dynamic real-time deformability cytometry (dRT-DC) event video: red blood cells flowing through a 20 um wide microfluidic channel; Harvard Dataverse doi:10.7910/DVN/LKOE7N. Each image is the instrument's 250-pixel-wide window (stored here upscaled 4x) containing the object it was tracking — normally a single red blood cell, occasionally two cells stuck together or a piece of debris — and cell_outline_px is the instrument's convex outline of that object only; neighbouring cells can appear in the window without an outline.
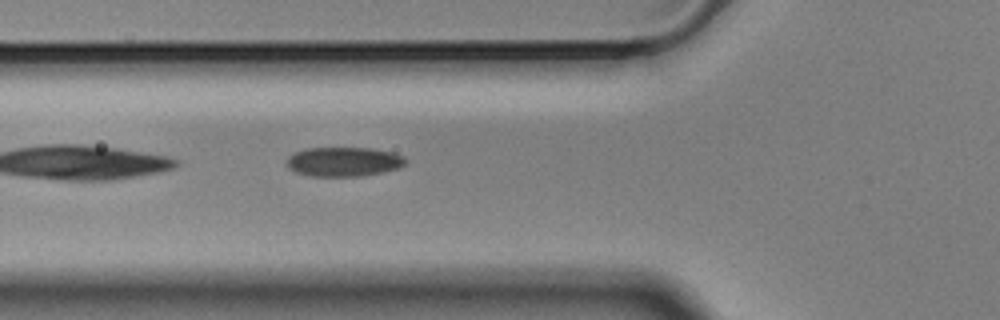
{"species": "Egyptian fruit bat (a non-hibernating species)", "species_latin": "Rousettus aegyptiacus", "temperature_condition": "cold", "stored_images_in_passage": 14, "camera_frame_rate_fps": 3000, "um_per_image_px": 0.085, "animal": {"sex": "male"}, "frame": {"image": 1, "passage_image": 3, "time_ms": 0.667, "image_size_px": [1000, 320], "cell_outline_px": [[408, 160], [400, 168], [360, 176], [312, 176], [296, 172], [288, 168], [288, 156], [304, 148], [372, 148], [392, 152], [404, 156]], "centroid_in_image_um": [29.24, 13.74], "position_along_channel_um": 96.6, "area_um2": 20.29}}
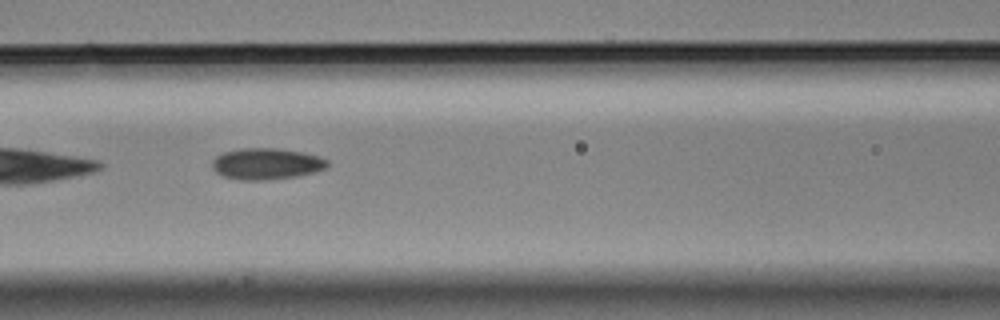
{"frame": {"image": 2, "passage_image": 7, "time_ms": 2.0, "image_size_px": [1000, 320], "cell_outline_px": [[328, 168], [316, 172], [296, 176], [264, 180], [240, 180], [224, 176], [216, 172], [212, 168], [212, 160], [216, 156], [224, 152], [240, 148], [280, 148], [304, 152], [320, 156], [328, 160]], "centroid_in_image_um": [22.68, 13.91], "position_along_channel_um": 143.9, "area_um2": 21.27}}
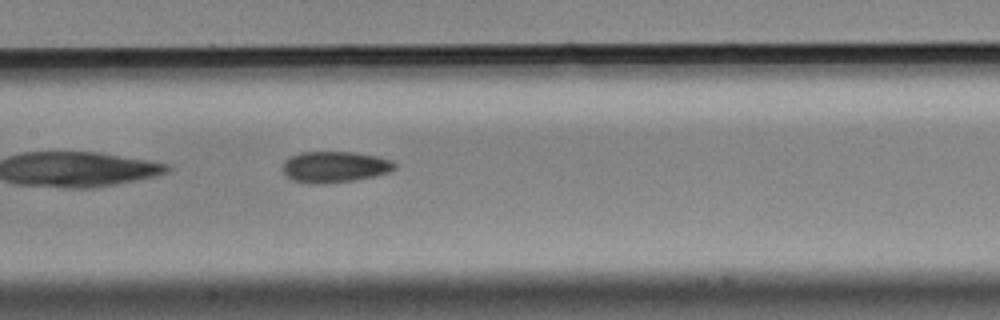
{"frame": {"image": 3, "passage_image": 10, "time_ms": 3.0, "image_size_px": [1000, 320], "cell_outline_px": [[396, 168], [388, 172], [356, 180], [324, 184], [308, 184], [292, 180], [284, 176], [280, 168], [284, 160], [288, 156], [300, 152], [356, 152], [376, 156], [392, 160], [396, 164]], "centroid_in_image_um": [28.36, 14.19], "position_along_channel_um": 179.0, "area_um2": 20.81}}